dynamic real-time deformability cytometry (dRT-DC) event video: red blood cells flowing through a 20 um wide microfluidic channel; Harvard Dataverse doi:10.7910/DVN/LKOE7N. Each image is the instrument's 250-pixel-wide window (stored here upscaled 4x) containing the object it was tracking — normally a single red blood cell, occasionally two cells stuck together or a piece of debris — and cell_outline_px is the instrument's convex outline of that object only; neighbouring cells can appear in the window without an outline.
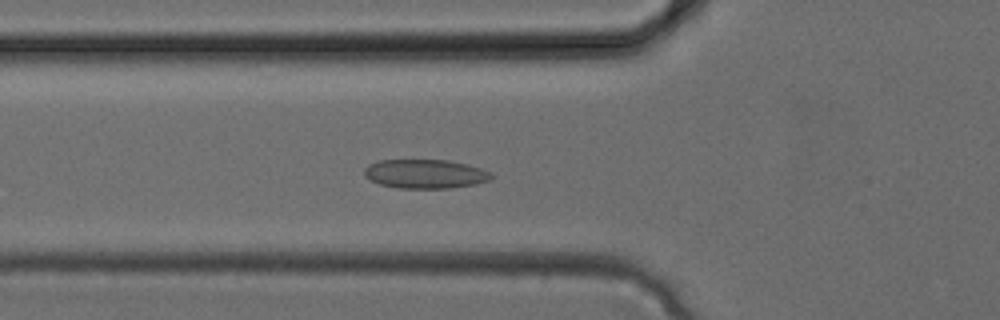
{"species": "common noctule bat (a hibernating species)", "species_latin": "Nyctalus noctula", "temperature_condition": "cold", "stored_images_in_passage": 34, "camera_frame_rate_fps": 3000, "um_per_image_px": 0.085, "animal": {"sex": "female", "body_mass_g": 24.6, "forearm_length_mm": 56.2}, "frame": {"image": 1, "passage_image": 12, "time_ms": 3.667, "image_size_px": [1000, 320], "cell_outline_px": [[492, 176], [488, 180], [476, 184], [448, 188], [396, 188], [380, 184], [364, 176], [364, 168], [368, 164], [380, 160], [448, 160], [468, 164], [492, 172]], "centroid_in_image_um": [36.13, 14.77], "position_along_channel_um": 89.7, "area_um2": 21.5}}
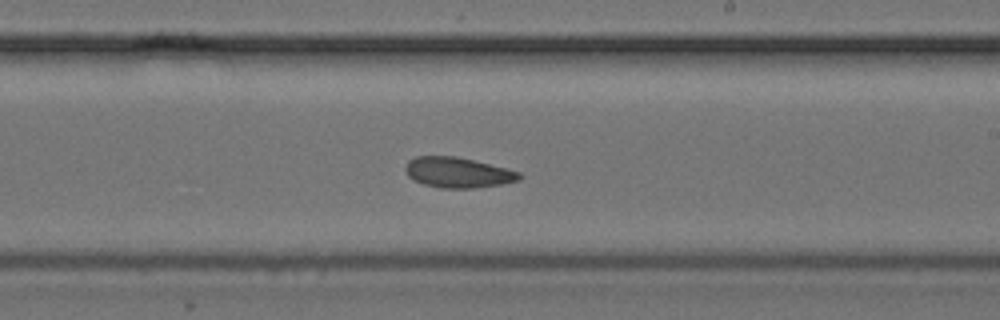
{"frame": {"image": 2, "passage_image": 20, "time_ms": 6.333, "image_size_px": [1000, 320], "cell_outline_px": [[524, 176], [520, 180], [500, 184], [472, 188], [440, 188], [424, 184], [412, 180], [408, 176], [404, 168], [408, 160], [416, 156], [456, 156], [520, 172]], "centroid_in_image_um": [38.88, 14.66], "position_along_channel_um": 250.1, "area_um2": 20.11}}
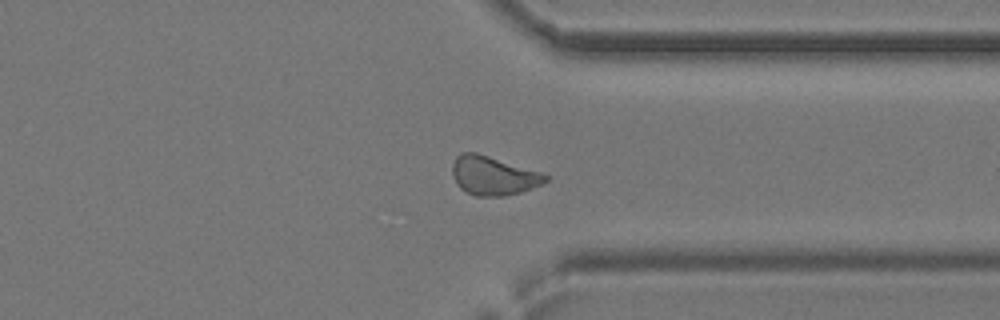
{"frame": {"image": 3, "passage_image": 26, "time_ms": 8.333, "image_size_px": [1000, 320], "cell_outline_px": [[548, 180], [540, 184], [520, 192], [504, 196], [476, 196], [460, 188], [456, 184], [452, 176], [452, 164], [456, 156], [460, 152], [476, 152], [540, 172], [548, 176]], "centroid_in_image_um": [41.87, 14.92], "position_along_channel_um": 369.5, "area_um2": 20.92}}